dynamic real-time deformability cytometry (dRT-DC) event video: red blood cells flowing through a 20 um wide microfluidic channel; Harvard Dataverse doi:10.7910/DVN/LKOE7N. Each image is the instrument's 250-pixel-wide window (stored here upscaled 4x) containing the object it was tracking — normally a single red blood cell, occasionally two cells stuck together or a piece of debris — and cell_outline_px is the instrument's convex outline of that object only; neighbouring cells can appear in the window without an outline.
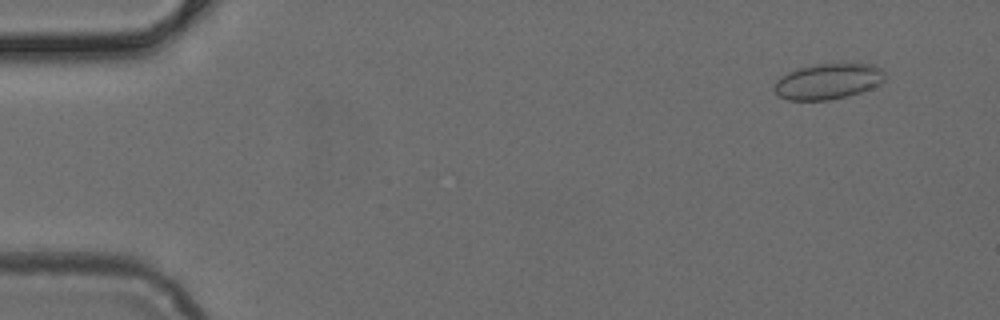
{"species": "common noctule bat (a hibernating species)", "species_latin": "Nyctalus noctula", "temperature_condition": "cold", "stored_images_in_passage": 50, "camera_frame_rate_fps": 3000, "um_per_image_px": 0.085, "animal": {"sex": "female", "body_mass_g": 24.6, "forearm_length_mm": 56.2}, "frame": {"image": 1, "passage_image": 4, "time_ms": 1.0, "image_size_px": [1000, 320], "cell_outline_px": [[888, 76], [880, 84], [872, 88], [860, 92], [828, 100], [788, 100], [780, 96], [772, 88], [772, 84], [776, 80], [788, 72], [796, 68], [812, 64], [872, 64], [880, 68]], "centroid_in_image_um": [70.37, 6.91], "position_along_channel_um": 14.6, "area_um2": 23.12}}
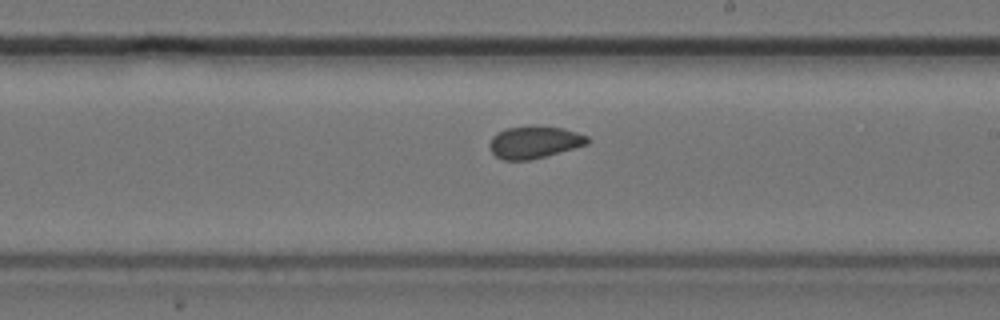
{"frame": {"image": 2, "passage_image": 29, "time_ms": 9.333, "image_size_px": [1000, 320], "cell_outline_px": [[592, 140], [588, 144], [544, 156], [528, 160], [504, 160], [496, 156], [492, 152], [488, 144], [492, 136], [496, 132], [508, 128], [528, 124], [532, 124], [564, 128], [588, 136]], "centroid_in_image_um": [45.41, 12.05], "position_along_channel_um": 243.6, "area_um2": 18.67}}
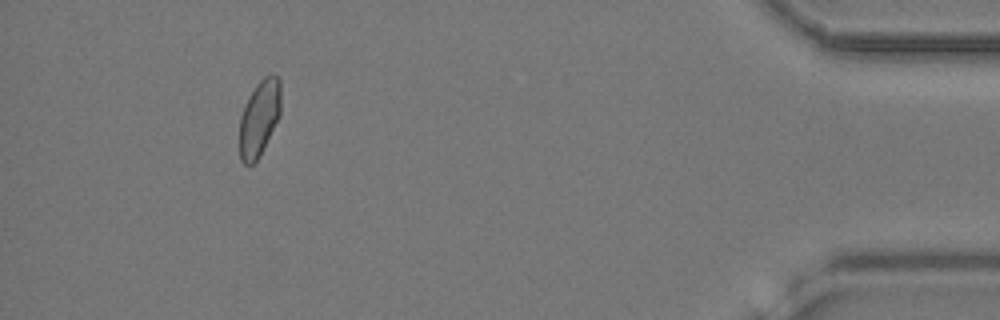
{"frame": {"image": 3, "passage_image": 46, "time_ms": 15.0, "image_size_px": [1000, 320], "cell_outline_px": [[280, 116], [260, 156], [252, 164], [244, 164], [240, 160], [240, 116], [244, 104], [248, 96], [256, 84], [264, 76], [272, 72], [280, 80]], "centroid_in_image_um": [22.04, 10.01], "position_along_channel_um": 413.2, "area_um2": 18.5}}